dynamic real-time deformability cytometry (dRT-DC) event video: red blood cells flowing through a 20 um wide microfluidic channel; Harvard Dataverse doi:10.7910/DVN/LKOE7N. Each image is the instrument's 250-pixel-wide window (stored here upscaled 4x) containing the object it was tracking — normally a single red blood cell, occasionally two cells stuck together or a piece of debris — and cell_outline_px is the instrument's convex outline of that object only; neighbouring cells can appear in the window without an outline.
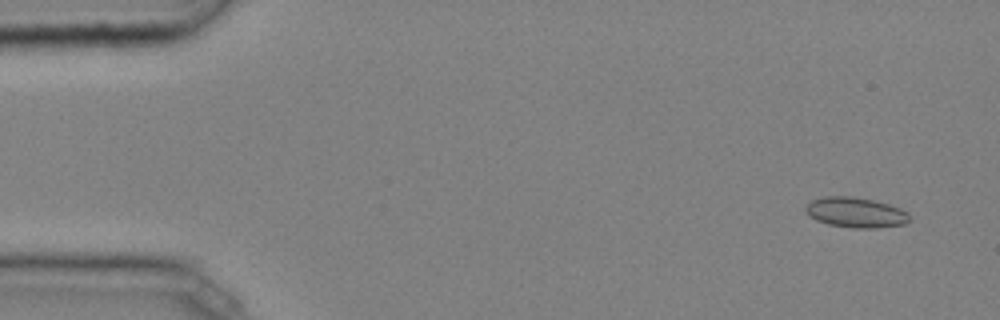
{"species": "common noctule bat (a hibernating species)", "species_latin": "Nyctalus noctula", "temperature_condition": "cold", "stored_images_in_passage": 47, "camera_frame_rate_fps": 3000, "um_per_image_px": 0.085, "animal": {"sex": "male", "body_mass_g": 20.4}, "frame": {"image": 1, "passage_image": 3, "time_ms": 0.667, "image_size_px": [1000, 320], "cell_outline_px": [[908, 220], [904, 224], [876, 228], [852, 228], [828, 224], [816, 220], [808, 216], [804, 212], [804, 208], [812, 200], [824, 196], [852, 196], [872, 200], [888, 204], [900, 208], [908, 212]], "centroid_in_image_um": [72.68, 18.06], "position_along_channel_um": 12.3, "area_um2": 18.32}}
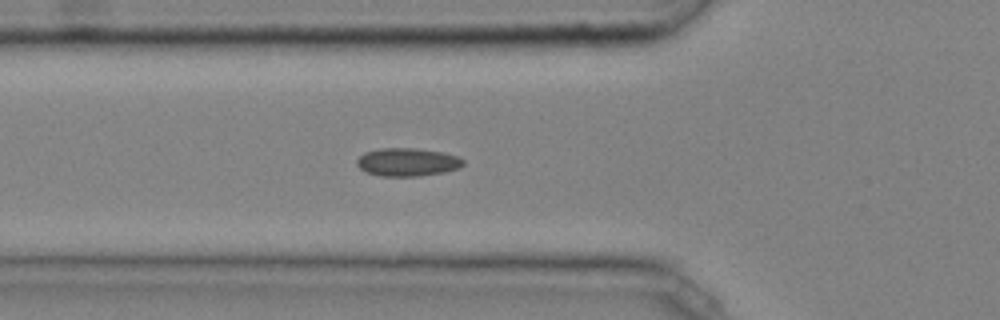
{"frame": {"image": 2, "passage_image": 17, "time_ms": 5.333, "image_size_px": [1000, 320], "cell_outline_px": [[464, 164], [460, 168], [444, 172], [420, 176], [380, 176], [368, 172], [360, 168], [356, 164], [356, 160], [364, 152], [380, 148], [416, 148], [444, 152], [460, 156], [464, 160]], "centroid_in_image_um": [34.67, 13.77], "position_along_channel_um": 91.1, "area_um2": 17.63}}
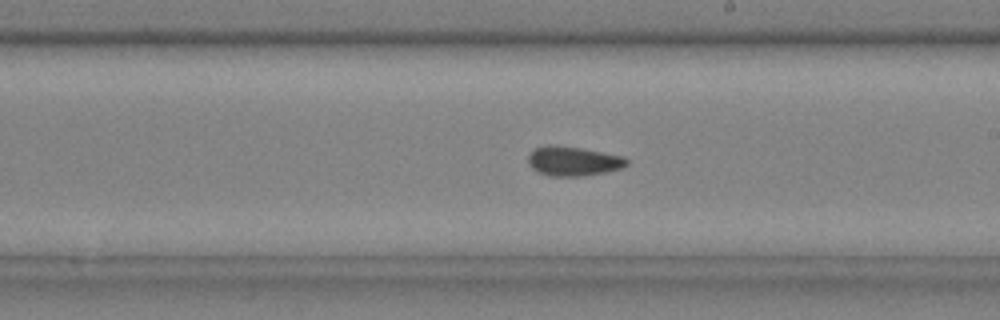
{"frame": {"image": 3, "passage_image": 28, "time_ms": 9.0, "image_size_px": [1000, 320], "cell_outline_px": [[628, 164], [624, 168], [608, 172], [580, 176], [548, 176], [536, 172], [528, 164], [528, 156], [536, 148], [548, 144], [556, 144], [580, 148], [624, 156], [628, 160]], "centroid_in_image_um": [48.73, 13.7], "position_along_channel_um": 240.3, "area_um2": 17.17}, "authors_computed_cell_mechanics": {"area_um2": 16.9932, "velocity_mm_per_s": 4.0623, "shape_relaxation_time_tau1_ms": null, "shape_relaxation_time_tau2_ms": 2.3803, "deformation_change_tau1": null, "deformation_change_tau2": 0.0587}}